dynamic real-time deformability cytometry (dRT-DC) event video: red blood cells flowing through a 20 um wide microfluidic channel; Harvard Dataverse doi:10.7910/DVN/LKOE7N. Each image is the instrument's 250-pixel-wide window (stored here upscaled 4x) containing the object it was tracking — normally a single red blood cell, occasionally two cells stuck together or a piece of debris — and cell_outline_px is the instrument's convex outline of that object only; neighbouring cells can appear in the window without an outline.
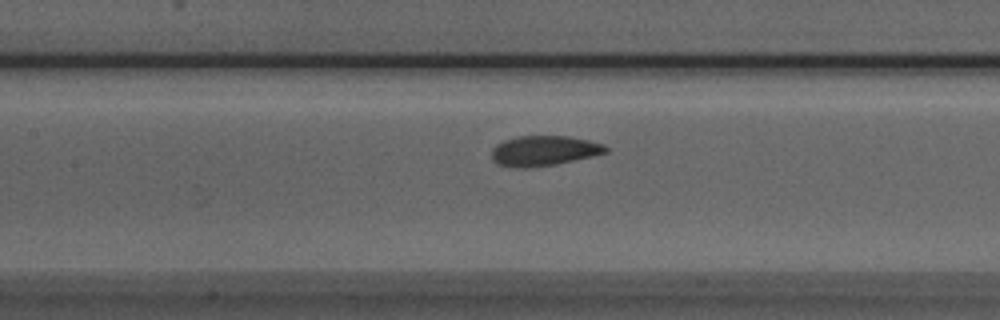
{"species": "Egyptian fruit bat (a non-hibernating species)", "species_latin": "Rousettus aegyptiacus", "temperature_condition": "room temperature", "stored_images_in_passage": 37, "camera_frame_rate_fps": 3000, "um_per_image_px": 0.085, "animal": {"sex": "male"}, "frame": {"image": 1, "passage_image": 8, "time_ms": 2.333, "image_size_px": [1000, 320], "cell_outline_px": [[608, 152], [592, 156], [556, 164], [528, 168], [524, 168], [500, 164], [492, 160], [492, 148], [496, 144], [504, 140], [516, 136], [568, 136], [588, 140], [604, 144], [608, 148]], "centroid_in_image_um": [46.24, 12.8], "position_along_channel_um": 161.2, "area_um2": 19.94}}
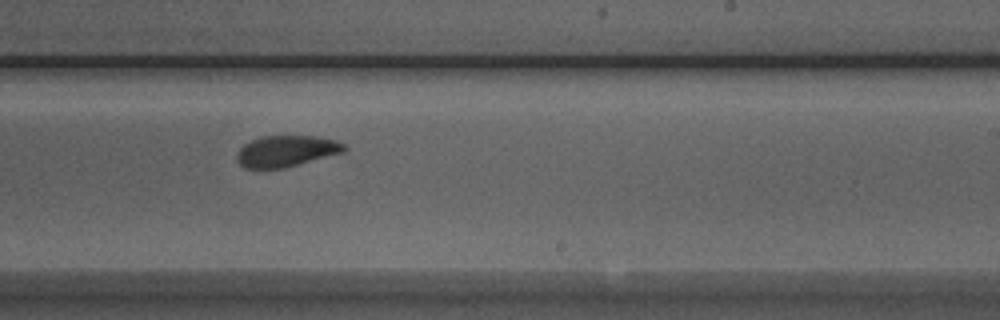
{"frame": {"image": 2, "passage_image": 16, "time_ms": 5.0, "image_size_px": [1000, 320], "cell_outline_px": [[348, 148], [344, 152], [284, 168], [244, 168], [236, 160], [236, 156], [240, 148], [244, 144], [260, 136], [316, 136], [336, 140], [344, 144]], "centroid_in_image_um": [24.34, 12.84], "position_along_channel_um": 264.7, "area_um2": 19.54}}
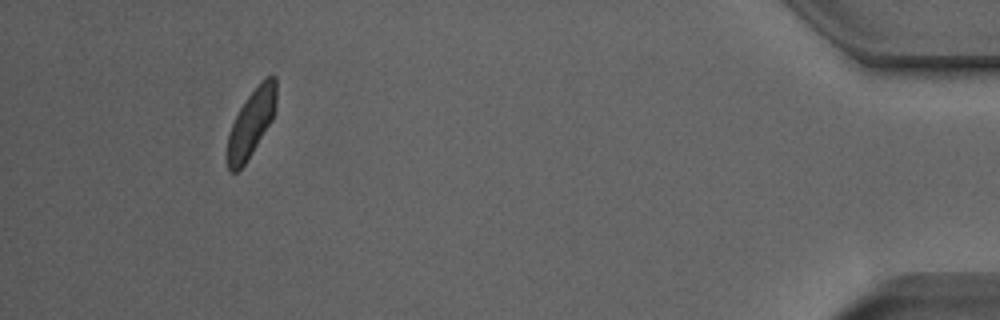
{"frame": {"image": 3, "passage_image": 33, "time_ms": 10.667, "image_size_px": [1000, 320], "cell_outline_px": [[276, 108], [272, 120], [252, 152], [244, 164], [236, 172], [228, 172], [224, 156], [228, 136], [232, 124], [244, 100], [260, 80], [268, 76], [276, 76]], "centroid_in_image_um": [21.32, 10.47], "position_along_channel_um": 413.9, "area_um2": 19.48}, "authors_computed_cell_mechanics": {"area_um2": 19.8832, "velocity_mm_per_s": 3.901, "shape_relaxation_time_tau1_ms": 6.425, "shape_relaxation_time_tau2_ms": 1.7937, "deformation_change_tau1": 0.1323, "deformation_change_tau2": 0.0521}}